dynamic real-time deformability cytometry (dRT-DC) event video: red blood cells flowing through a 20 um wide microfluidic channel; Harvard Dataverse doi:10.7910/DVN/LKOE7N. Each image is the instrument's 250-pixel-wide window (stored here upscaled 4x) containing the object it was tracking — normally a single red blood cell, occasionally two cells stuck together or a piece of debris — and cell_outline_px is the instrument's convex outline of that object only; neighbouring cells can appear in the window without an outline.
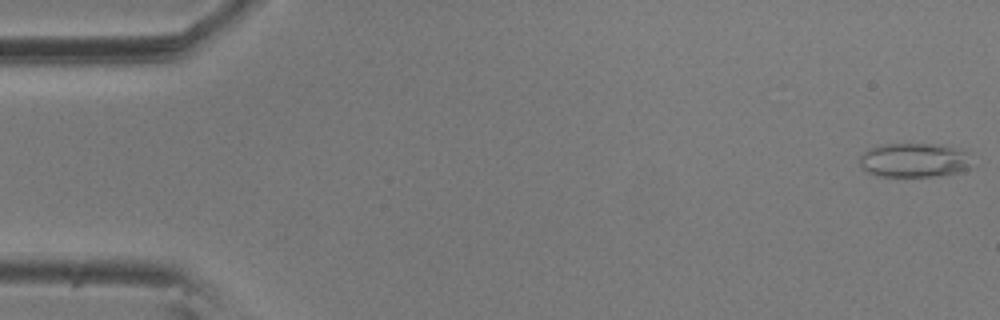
{"species": "common noctule bat (a hibernating species)", "species_latin": "Nyctalus noctula", "temperature_condition": "room temperature", "stored_images_in_passage": 6, "camera_frame_rate_fps": 3000, "um_per_image_px": 0.085, "animal": {"sex": "male", "body_mass_g": 20.5, "forearm_length_mm": 52.5}, "frame": {"image": 1, "passage_image": 1, "time_ms": 0.0, "image_size_px": [1000, 320], "cell_outline_px": [[968, 168], [956, 172], [936, 176], [880, 176], [868, 172], [860, 164], [860, 156], [868, 148], [880, 144], [940, 144], [960, 148], [968, 152]], "centroid_in_image_um": [77.68, 13.59], "position_along_channel_um": 7.3, "area_um2": 22.25}}
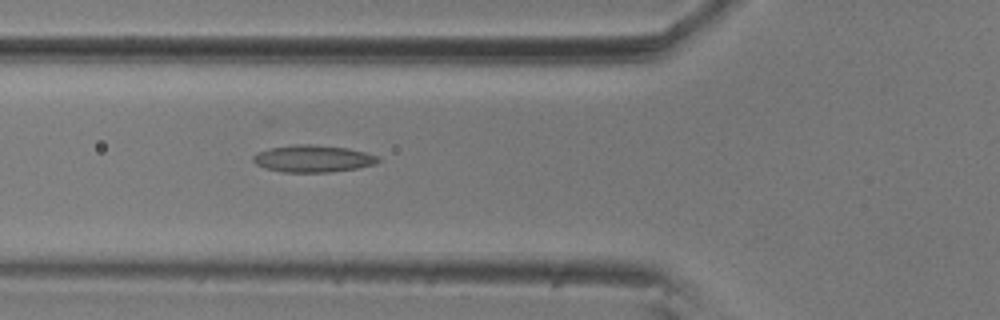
{"frame": {"image": 2, "passage_image": 6, "time_ms": 1.667, "image_size_px": [1000, 320], "cell_outline_px": [[380, 160], [376, 164], [356, 168], [328, 172], [284, 172], [264, 168], [256, 164], [252, 160], [252, 156], [256, 152], [272, 148], [296, 144], [308, 144], [348, 148], [364, 152], [376, 156]], "centroid_in_image_um": [26.56, 13.49], "position_along_channel_um": 99.2, "area_um2": 19.54}}